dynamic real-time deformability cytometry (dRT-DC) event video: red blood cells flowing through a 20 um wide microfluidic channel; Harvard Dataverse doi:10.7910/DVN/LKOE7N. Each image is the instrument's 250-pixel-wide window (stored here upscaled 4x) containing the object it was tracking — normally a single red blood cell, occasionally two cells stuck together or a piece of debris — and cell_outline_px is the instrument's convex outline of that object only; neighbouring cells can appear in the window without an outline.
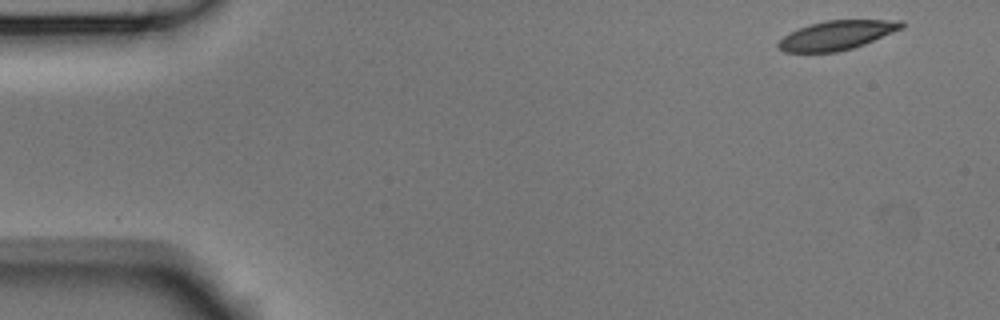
{"species": "Egyptian fruit bat (a non-hibernating species)", "species_latin": "Rousettus aegyptiacus", "temperature_condition": "room temperature", "stored_images_in_passage": 51, "camera_frame_rate_fps": 3000, "um_per_image_px": 0.085, "animal": {"sex": "male"}, "frame": {"image": 1, "passage_image": 1, "time_ms": 0.0, "image_size_px": [1000, 320], "cell_outline_px": [[904, 28], [864, 44], [852, 48], [836, 52], [784, 52], [776, 48], [776, 44], [784, 36], [808, 24], [828, 20], [900, 20], [904, 24]], "centroid_in_image_um": [71.12, 3.0], "position_along_channel_um": 13.9, "area_um2": 20.87}}
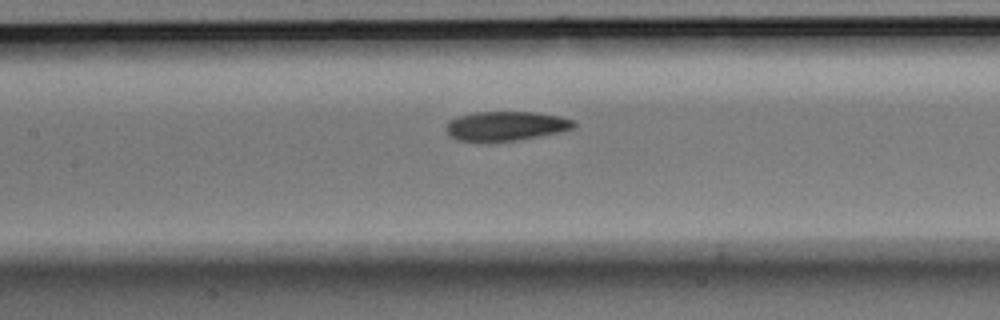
{"frame": {"image": 2, "passage_image": 22, "time_ms": 7.0, "image_size_px": [1000, 320], "cell_outline_px": [[576, 124], [572, 128], [560, 132], [540, 136], [516, 140], [456, 140], [448, 136], [444, 128], [448, 120], [456, 116], [476, 112], [536, 112], [560, 116], [572, 120]], "centroid_in_image_um": [42.95, 10.69], "position_along_channel_um": 164.5, "area_um2": 21.73}}
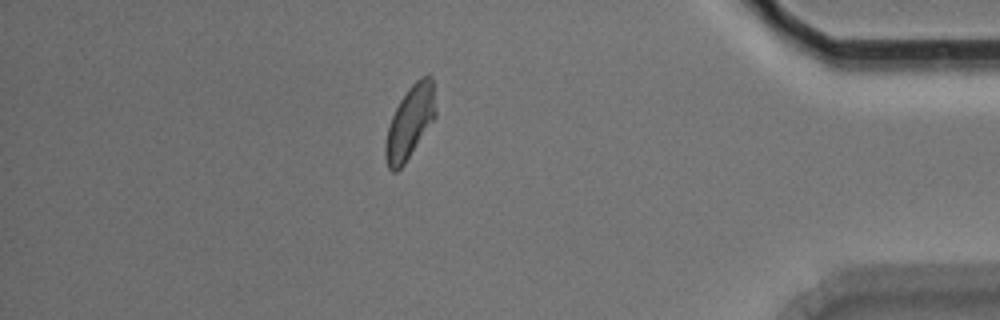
{"frame": {"image": 3, "passage_image": 44, "time_ms": 14.333, "image_size_px": [1000, 320], "cell_outline_px": [[436, 116], [404, 164], [396, 172], [392, 172], [388, 168], [384, 156], [384, 148], [388, 128], [392, 116], [400, 100], [408, 88], [420, 76], [428, 72], [432, 76], [436, 112]], "centroid_in_image_um": [34.85, 10.36], "position_along_channel_um": 400.4, "area_um2": 21.21}, "authors_computed_cell_mechanics": {"area_um2": 21.964, "velocity_mm_per_s": 3.7398, "shape_relaxation_time_tau1_ms": 8.6619, "shape_relaxation_time_tau2_ms": 3.569, "deformation_change_tau1": 0.1896, "deformation_change_tau2": 0.0805}}